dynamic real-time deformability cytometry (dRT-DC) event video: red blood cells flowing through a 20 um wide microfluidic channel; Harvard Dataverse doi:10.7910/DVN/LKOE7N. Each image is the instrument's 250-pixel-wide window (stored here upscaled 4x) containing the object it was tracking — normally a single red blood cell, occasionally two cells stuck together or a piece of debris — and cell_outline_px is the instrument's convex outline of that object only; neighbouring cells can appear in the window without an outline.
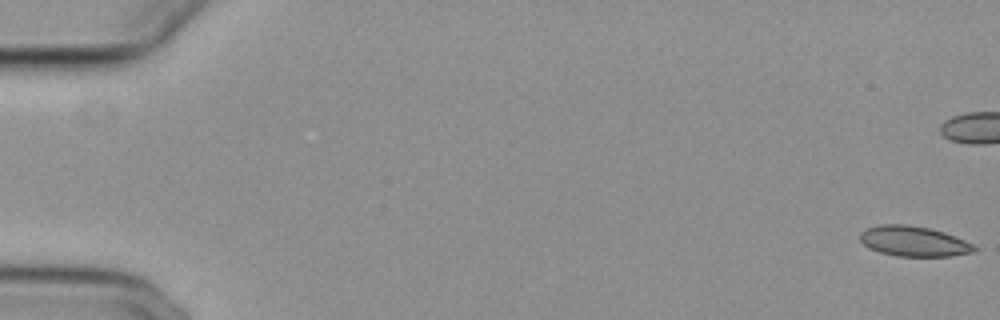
{"species": "common noctule bat (a hibernating species)", "species_latin": "Nyctalus noctula", "temperature_condition": "cold", "stored_images_in_passage": 46, "camera_frame_rate_fps": 3000, "um_per_image_px": 0.085, "animal": {"sex": "female", "body_mass_g": 29.2, "forearm_length_mm": 56.3}, "frame": {"image": 1, "passage_image": 1, "time_ms": 0.0, "image_size_px": [1000, 320], "cell_outline_px": [[976, 252], [952, 256], [896, 256], [880, 252], [868, 248], [860, 240], [860, 232], [868, 228], [880, 224], [908, 224], [928, 228], [944, 232], [964, 240], [972, 244], [976, 248]], "centroid_in_image_um": [77.66, 20.51], "position_along_channel_um": 7.3, "area_um2": 20.11}}
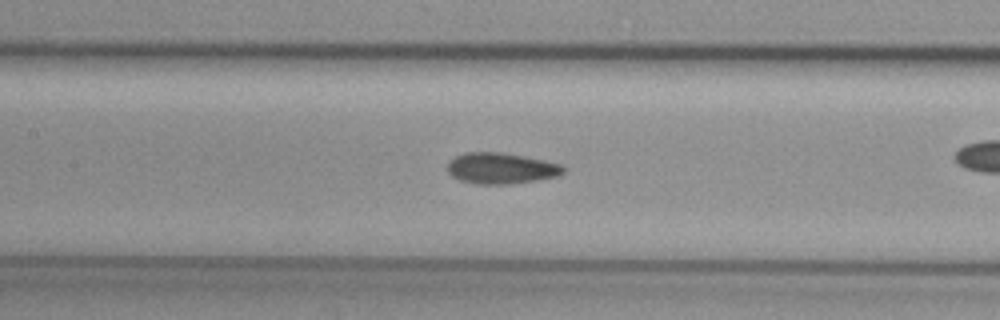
{"frame": {"image": 2, "passage_image": 27, "time_ms": 8.667, "image_size_px": [1000, 320], "cell_outline_px": [[568, 168], [564, 172], [556, 176], [536, 180], [512, 184], [476, 184], [460, 180], [452, 176], [448, 172], [448, 164], [456, 156], [464, 152], [500, 152], [524, 156], [544, 160], [560, 164]], "centroid_in_image_um": [42.61, 14.3], "position_along_channel_um": 164.8, "area_um2": 20.92}}
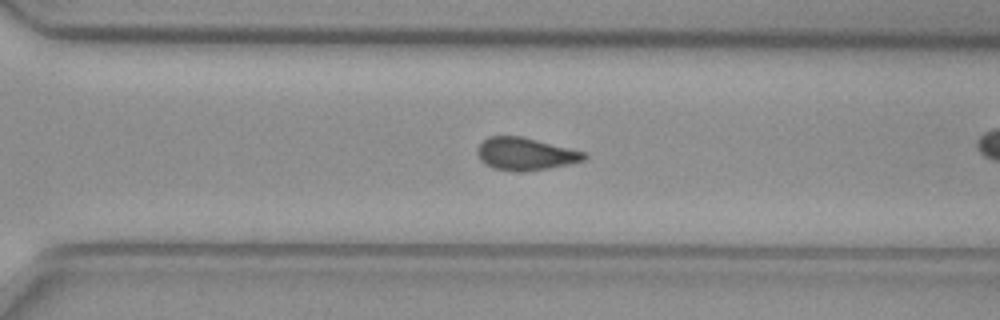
{"frame": {"image": 3, "passage_image": 40, "time_ms": 13.0, "image_size_px": [1000, 320], "cell_outline_px": [[588, 156], [584, 160], [568, 164], [548, 168], [492, 168], [484, 164], [480, 160], [476, 152], [480, 144], [488, 136], [520, 136], [584, 152]], "centroid_in_image_um": [44.63, 13.03], "position_along_channel_um": 326.0, "area_um2": 19.19}}